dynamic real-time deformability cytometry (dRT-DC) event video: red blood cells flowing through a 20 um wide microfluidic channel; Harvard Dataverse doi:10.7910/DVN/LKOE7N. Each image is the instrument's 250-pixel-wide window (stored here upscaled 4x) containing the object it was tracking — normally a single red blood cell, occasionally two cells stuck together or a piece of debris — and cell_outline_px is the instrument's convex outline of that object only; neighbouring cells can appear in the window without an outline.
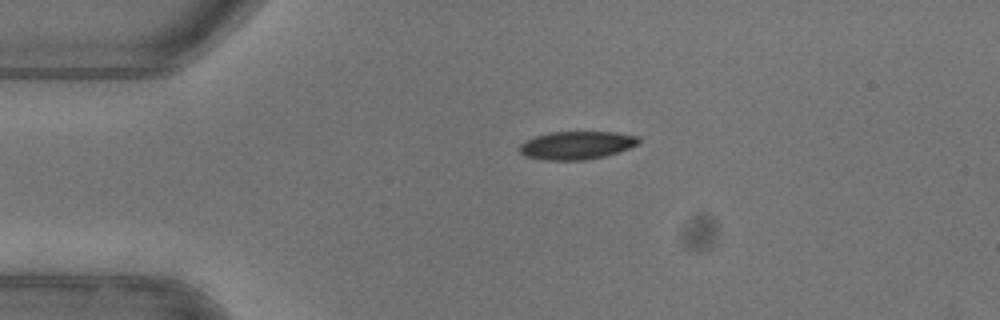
{"species": "common noctule bat (a hibernating species)", "species_latin": "Nyctalus noctula", "temperature_condition": "warm", "stored_images_in_passage": 35, "camera_frame_rate_fps": 3000, "um_per_image_px": 0.085, "animal": {"sex": "female"}, "frame": {"image": 1, "passage_image": 1, "time_ms": 0.0, "image_size_px": [1000, 320], "cell_outline_px": [[640, 144], [620, 152], [604, 156], [584, 160], [544, 160], [524, 156], [516, 148], [524, 140], [548, 132], [616, 132], [640, 136]], "centroid_in_image_um": [49.01, 12.35], "position_along_channel_um": 36.0, "area_um2": 19.88}}
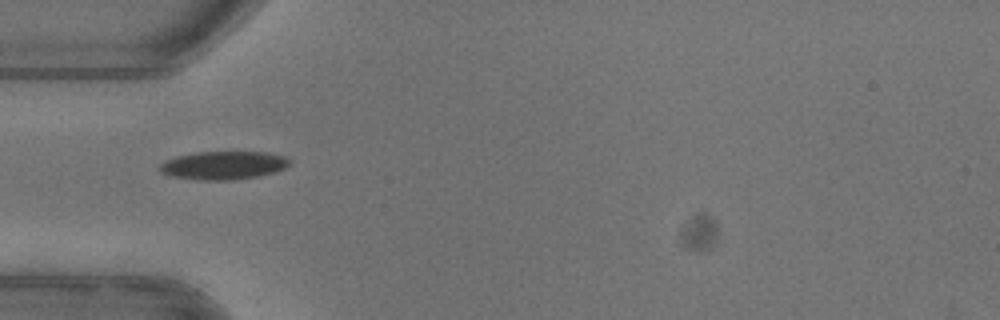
{"frame": {"image": 2, "passage_image": 6, "time_ms": 1.667, "image_size_px": [1000, 320], "cell_outline_px": [[292, 160], [284, 168], [276, 172], [256, 176], [232, 180], [196, 180], [168, 176], [160, 172], [156, 168], [164, 160], [176, 156], [196, 152], [268, 152], [284, 156]], "centroid_in_image_um": [18.93, 14.05], "position_along_channel_um": 66.1, "area_um2": 21.68}, "authors_computed_cell_mechanics": {"area_um2": 21.2126, "velocity_mm_per_s": 3.9567, "shape_relaxation_time_tau1_ms": 4.6473, "shape_relaxation_time_tau2_ms": 2.8508, "deformation_change_tau1": 0.1739, "deformation_change_tau2": 0.046}}